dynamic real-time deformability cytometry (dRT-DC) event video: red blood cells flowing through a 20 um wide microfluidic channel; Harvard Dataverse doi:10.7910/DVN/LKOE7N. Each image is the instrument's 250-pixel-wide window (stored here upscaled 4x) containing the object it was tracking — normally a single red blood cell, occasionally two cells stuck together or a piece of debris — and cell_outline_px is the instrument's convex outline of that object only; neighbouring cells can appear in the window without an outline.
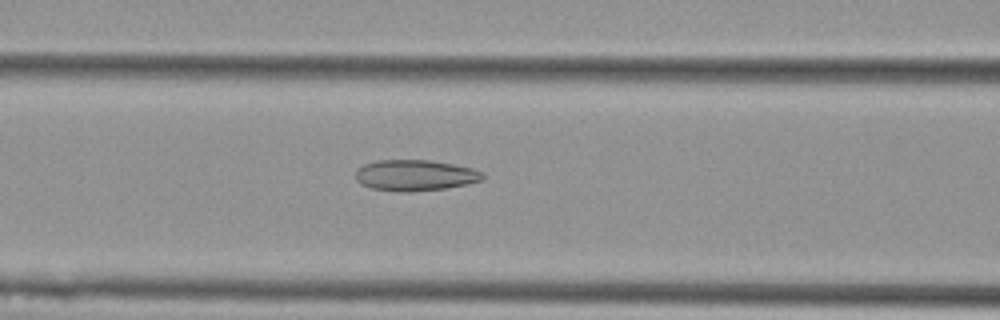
{"species": "Egyptian fruit bat (a non-hibernating species)", "species_latin": "Rousettus aegyptiacus", "temperature_condition": "cold", "stored_images_in_passage": 38, "camera_frame_rate_fps": 3000, "um_per_image_px": 0.085, "animal": {"sex": "female"}, "frame": {"image": 1, "passage_image": 23, "time_ms": 7.333, "image_size_px": [1000, 320], "cell_outline_px": [[484, 180], [444, 188], [408, 192], [400, 192], [368, 188], [360, 184], [356, 180], [356, 168], [364, 164], [376, 160], [428, 160], [452, 164], [472, 168], [484, 172]], "centroid_in_image_um": [35.24, 14.9], "position_along_channel_um": 131.4, "area_um2": 23.06}}
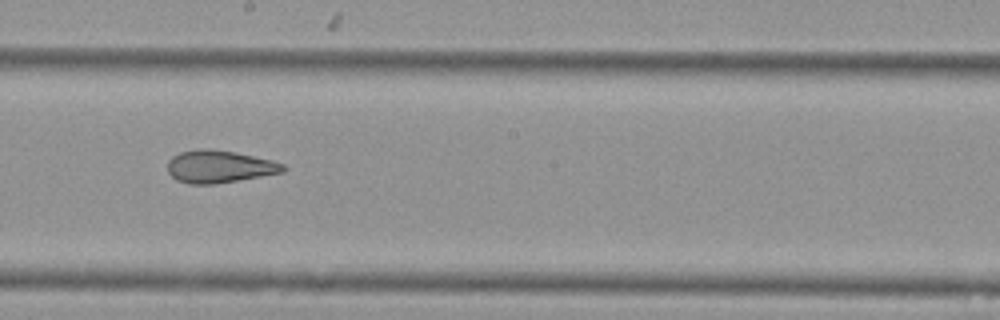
{"frame": {"image": 2, "passage_image": 31, "time_ms": 10.0, "image_size_px": [1000, 320], "cell_outline_px": [[288, 168], [284, 172], [216, 184], [188, 184], [176, 180], [168, 172], [168, 160], [172, 156], [180, 152], [200, 148], [208, 148], [236, 152], [272, 160], [284, 164]], "centroid_in_image_um": [18.64, 14.16], "position_along_channel_um": 229.6, "area_um2": 22.08}}
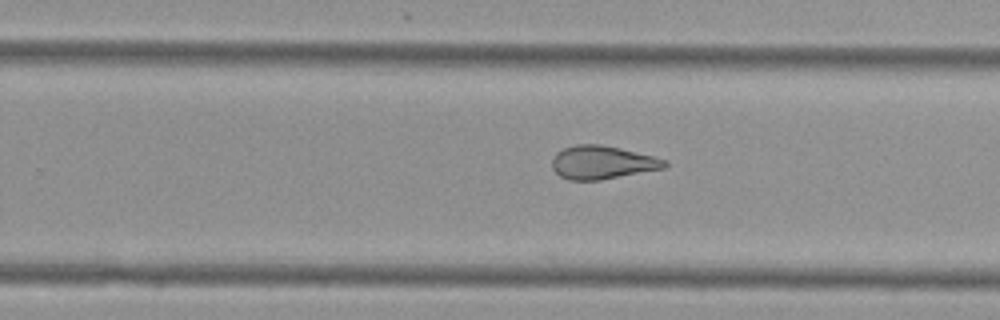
{"frame": {"image": 3, "passage_image": 35, "time_ms": 11.333, "image_size_px": [1000, 320], "cell_outline_px": [[668, 164], [664, 168], [600, 180], [568, 180], [560, 176], [552, 168], [552, 156], [556, 152], [564, 148], [576, 144], [600, 144], [620, 148], [668, 160]], "centroid_in_image_um": [51.16, 13.8], "position_along_channel_um": 278.6, "area_um2": 21.85}}